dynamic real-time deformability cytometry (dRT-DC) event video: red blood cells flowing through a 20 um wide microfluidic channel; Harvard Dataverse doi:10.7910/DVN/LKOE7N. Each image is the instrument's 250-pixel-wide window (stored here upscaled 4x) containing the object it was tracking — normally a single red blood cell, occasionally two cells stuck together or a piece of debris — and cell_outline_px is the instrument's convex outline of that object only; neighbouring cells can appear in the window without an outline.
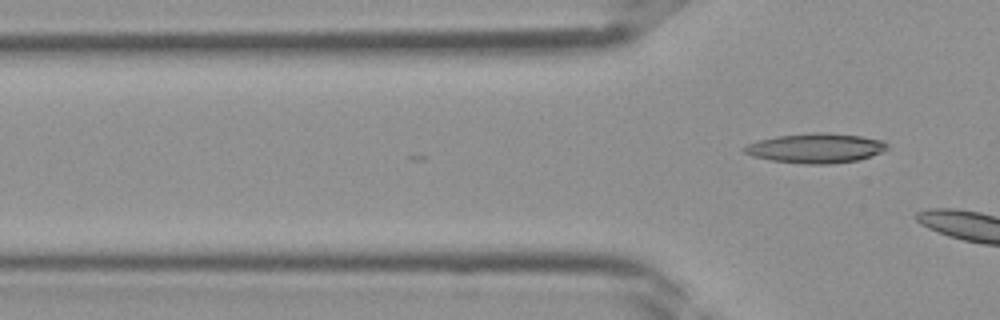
{"species": "Egyptian fruit bat (a non-hibernating species)", "species_latin": "Rousettus aegyptiacus", "temperature_condition": "room temperature", "stored_images_in_passage": 3, "camera_frame_rate_fps": 3000, "um_per_image_px": 0.085, "frame": {"image": 1, "passage_image": 3, "time_ms": 0.667, "image_size_px": [1000, 320], "cell_outline_px": [[888, 148], [872, 156], [856, 160], [832, 164], [804, 164], [768, 160], [752, 156], [744, 152], [744, 148], [748, 144], [760, 140], [776, 136], [812, 132], [828, 132], [860, 136], [884, 140], [888, 144]], "centroid_in_image_um": [69.35, 12.59], "position_along_channel_um": 56.4, "area_um2": 24.8}}